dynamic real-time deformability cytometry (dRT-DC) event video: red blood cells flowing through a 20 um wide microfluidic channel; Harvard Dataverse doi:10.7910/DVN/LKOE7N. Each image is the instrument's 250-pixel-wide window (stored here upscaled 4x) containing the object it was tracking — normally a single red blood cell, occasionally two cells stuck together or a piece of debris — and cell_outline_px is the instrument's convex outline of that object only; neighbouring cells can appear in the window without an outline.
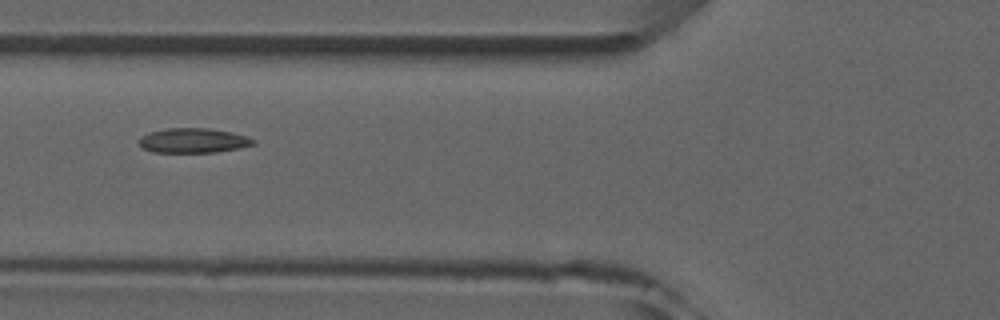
{"species": "common noctule bat (a hibernating species)", "species_latin": "Nyctalus noctula", "temperature_condition": "room temperature", "stored_images_in_passage": 5, "camera_frame_rate_fps": 3000, "um_per_image_px": 0.085, "animal": {"sex": "male", "forearm_length_mm": 52.5}, "frame": {"image": 1, "passage_image": 4, "time_ms": 3.333, "image_size_px": [1000, 320], "cell_outline_px": [[256, 144], [240, 148], [216, 152], [152, 152], [144, 148], [136, 140], [140, 136], [148, 132], [168, 128], [208, 128], [248, 136], [256, 140]], "centroid_in_image_um": [16.42, 11.94], "position_along_channel_um": 109.4, "area_um2": 16.53}}
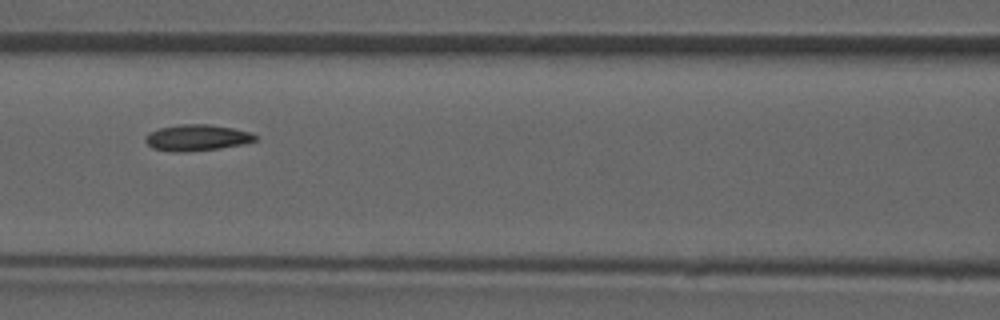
{"frame": {"image": 2, "passage_image": 5, "time_ms": 4.333, "image_size_px": [1000, 320], "cell_outline_px": [[260, 140], [244, 144], [220, 148], [184, 152], [172, 152], [152, 148], [144, 140], [148, 132], [160, 128], [180, 124], [208, 124], [232, 128], [252, 132]], "centroid_in_image_um": [16.76, 11.7], "position_along_channel_um": 149.8, "area_um2": 16.94}}